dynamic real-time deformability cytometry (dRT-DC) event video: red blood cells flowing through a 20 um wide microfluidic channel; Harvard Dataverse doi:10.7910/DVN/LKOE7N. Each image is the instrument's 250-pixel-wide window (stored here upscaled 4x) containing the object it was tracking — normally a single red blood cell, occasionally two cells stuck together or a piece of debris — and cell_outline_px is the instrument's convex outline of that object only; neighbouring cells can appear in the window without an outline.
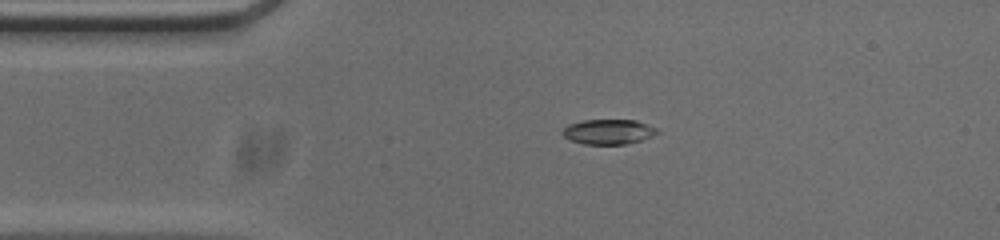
{"species": "common noctule bat (a hibernating species)", "species_latin": "Nyctalus noctula", "temperature_condition": "cold", "stored_images_in_passage": 43, "camera_frame_rate_fps": 3000, "um_per_image_px": 0.085, "animal": {"sex": "male", "body_mass_g": 20.0, "forearm_length_mm": 53.3}, "frame": {"image": 1, "passage_image": 1, "time_ms": 0.0, "image_size_px": [1000, 240], "cell_outline_px": [[660, 132], [652, 136], [640, 140], [624, 144], [584, 144], [572, 140], [564, 136], [560, 132], [568, 124], [584, 120], [636, 120], [656, 128]], "centroid_in_image_um": [51.7, 11.19], "position_along_channel_um": 33.3, "area_um2": 13.64}}
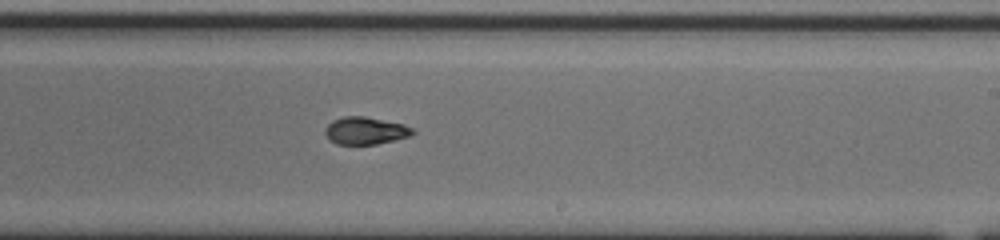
{"frame": {"image": 2, "passage_image": 21, "time_ms": 6.667, "image_size_px": [1000, 240], "cell_outline_px": [[416, 132], [412, 136], [396, 140], [376, 144], [336, 144], [324, 132], [324, 128], [332, 120], [344, 116], [364, 116], [404, 124], [416, 128]], "centroid_in_image_um": [31.13, 11.1], "position_along_channel_um": 257.9, "area_um2": 14.16}}
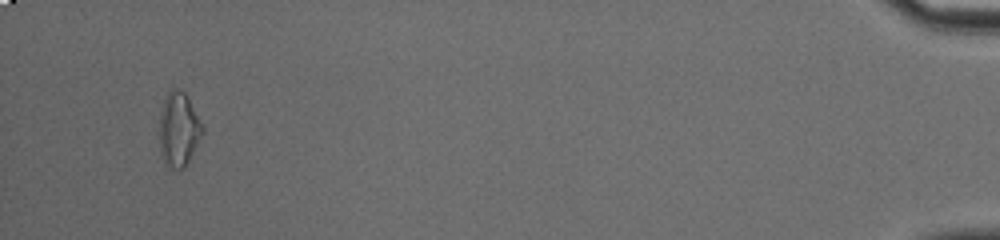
{"frame": {"image": 3, "passage_image": 41, "time_ms": 13.333, "image_size_px": [1000, 240], "cell_outline_px": [[204, 132], [184, 168], [168, 168], [164, 164], [160, 152], [160, 112], [164, 96], [172, 88], [176, 88], [184, 92], [188, 96], [204, 128]], "centroid_in_image_um": [15.18, 10.98], "position_along_channel_um": 420.0, "area_um2": 18.73}, "authors_computed_cell_mechanics": {"area_um2": 14.45, "velocity_mm_per_s": 3.789, "shape_relaxation_time_tau1_ms": 5.6846, "shape_relaxation_time_tau2_ms": 4.0674, "deformation_change_tau1": 0.1631, "deformation_change_tau2": 0.0878}}